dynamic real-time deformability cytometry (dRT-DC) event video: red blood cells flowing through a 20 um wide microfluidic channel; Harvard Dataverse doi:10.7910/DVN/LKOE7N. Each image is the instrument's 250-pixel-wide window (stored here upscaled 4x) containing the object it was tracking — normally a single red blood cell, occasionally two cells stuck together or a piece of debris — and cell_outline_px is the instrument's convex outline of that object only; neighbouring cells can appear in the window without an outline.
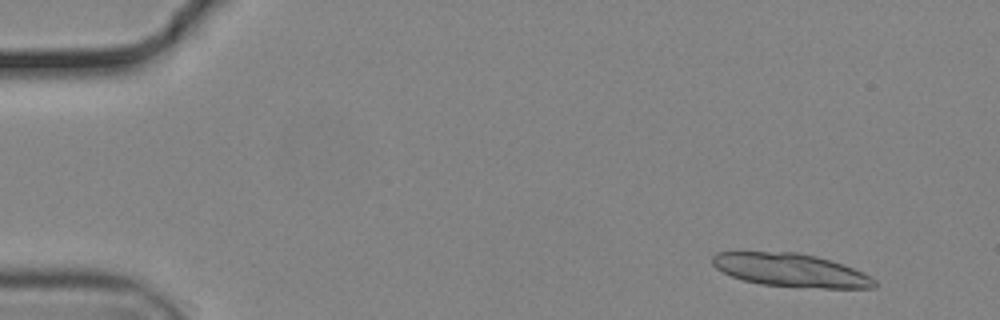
{"species": "common noctule bat (a hibernating species)", "species_latin": "Nyctalus noctula", "temperature_condition": "cold", "stored_images_in_passage": 56, "camera_frame_rate_fps": 3000, "um_per_image_px": 0.085, "animal": {"sex": "male", "body_mass_g": 19.2, "forearm_length_mm": 51.8}, "frame": {"image": 1, "passage_image": 5, "time_ms": 1.333, "image_size_px": [1000, 320], "cell_outline_px": [[876, 288], [824, 288], [760, 284], [744, 280], [732, 276], [716, 268], [712, 264], [712, 256], [716, 252], [796, 252], [816, 256], [844, 264], [876, 280]], "centroid_in_image_um": [67.2, 22.96], "position_along_channel_um": 17.8, "area_um2": 31.1}}
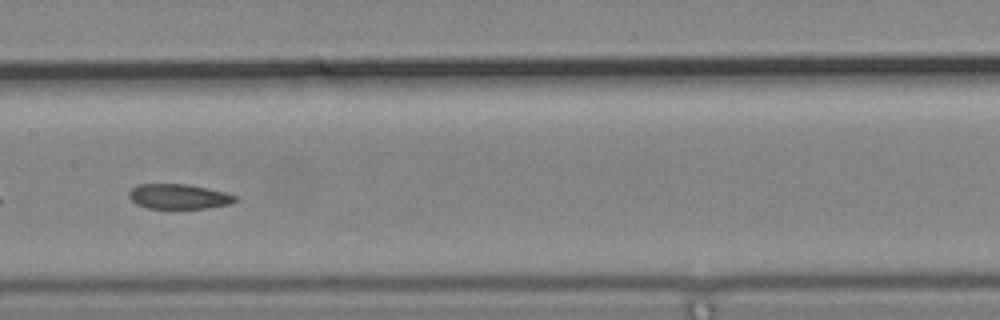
{"frame": {"image": 2, "passage_image": 29, "time_ms": 9.333, "image_size_px": [1000, 320], "cell_outline_px": [[236, 200], [228, 204], [208, 208], [148, 208], [136, 204], [128, 196], [128, 192], [136, 184], [184, 184], [224, 192], [236, 196]], "centroid_in_image_um": [15.13, 16.7], "position_along_channel_um": 192.3, "area_um2": 15.2}}
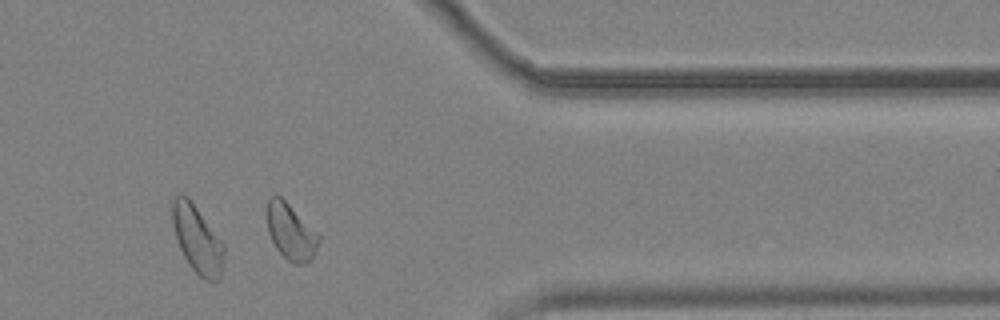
{"frame": {"image": 3, "passage_image": 46, "time_ms": 15.0, "image_size_px": [1000, 320], "cell_outline_px": [[320, 240], [316, 252], [312, 260], [304, 264], [292, 264], [276, 248], [268, 232], [264, 212], [268, 200], [276, 192], [320, 236]], "centroid_in_image_um": [24.68, 19.7], "position_along_channel_um": 386.7, "area_um2": 17.11}, "authors_computed_cell_mechanics": {"area_um2": 17.3689, "velocity_mm_per_s": 3.6904, "shape_relaxation_time_tau1_ms": null, "shape_relaxation_time_tau2_ms": 6.1115, "deformation_change_tau1": null, "deformation_change_tau2": 0.1038}}